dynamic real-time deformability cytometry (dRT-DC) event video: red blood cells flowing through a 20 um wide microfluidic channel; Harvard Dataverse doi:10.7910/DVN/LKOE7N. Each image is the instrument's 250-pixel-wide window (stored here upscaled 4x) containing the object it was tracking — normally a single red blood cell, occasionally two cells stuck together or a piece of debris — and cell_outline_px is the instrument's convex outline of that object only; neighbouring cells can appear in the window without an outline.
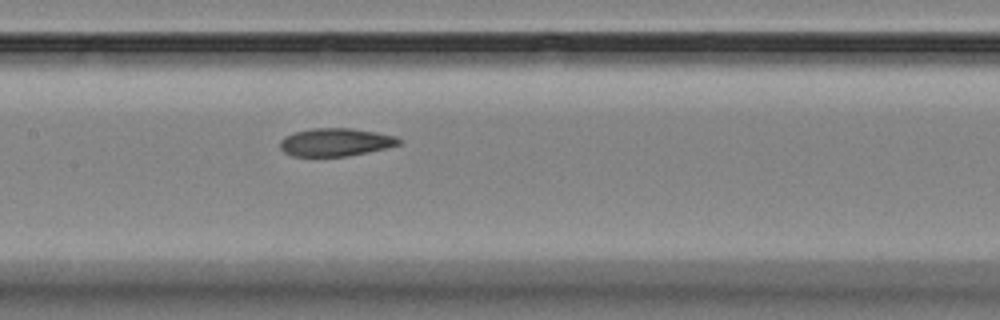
{"species": "Egyptian fruit bat (a non-hibernating species)", "species_latin": "Rousettus aegyptiacus", "temperature_condition": "room temperature", "stored_images_in_passage": 8, "camera_frame_rate_fps": 3000, "um_per_image_px": 0.085, "animal": {"sex": "female"}, "frame": {"image": 1, "passage_image": 8, "time_ms": 7.667, "image_size_px": [1000, 320], "cell_outline_px": [[404, 140], [400, 144], [368, 152], [348, 156], [292, 156], [284, 152], [280, 148], [280, 140], [284, 136], [292, 132], [312, 128], [352, 128], [376, 132], [396, 136]], "centroid_in_image_um": [28.51, 12.08], "position_along_channel_um": 178.9, "area_um2": 19.54}}